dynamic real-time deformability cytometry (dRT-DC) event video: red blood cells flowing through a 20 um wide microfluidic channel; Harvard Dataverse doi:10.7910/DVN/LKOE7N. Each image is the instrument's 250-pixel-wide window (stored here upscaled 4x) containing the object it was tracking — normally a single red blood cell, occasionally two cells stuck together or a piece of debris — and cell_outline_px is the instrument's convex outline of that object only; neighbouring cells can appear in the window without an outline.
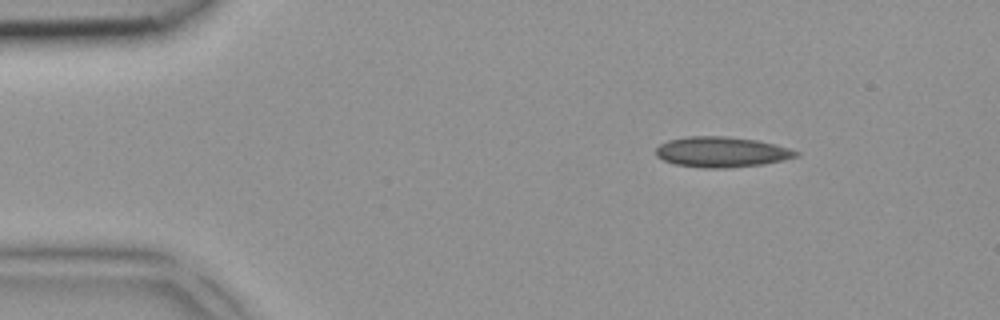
{"species": "common noctule bat (a hibernating species)", "species_latin": "Nyctalus noctula", "temperature_condition": "room temperature", "stored_images_in_passage": 4, "camera_frame_rate_fps": 3000, "um_per_image_px": 0.085, "animal": {"sex": "female", "body_mass_g": 18.4}, "frame": {"image": 1, "passage_image": 4, "time_ms": 1.0, "image_size_px": [1000, 320], "cell_outline_px": [[800, 156], [784, 160], [764, 164], [724, 168], [704, 168], [676, 164], [664, 160], [656, 156], [656, 148], [660, 144], [668, 140], [688, 136], [724, 136], [756, 140], [776, 144], [800, 152]], "centroid_in_image_um": [61.36, 12.92], "position_along_channel_um": 23.6, "area_um2": 24.85}}